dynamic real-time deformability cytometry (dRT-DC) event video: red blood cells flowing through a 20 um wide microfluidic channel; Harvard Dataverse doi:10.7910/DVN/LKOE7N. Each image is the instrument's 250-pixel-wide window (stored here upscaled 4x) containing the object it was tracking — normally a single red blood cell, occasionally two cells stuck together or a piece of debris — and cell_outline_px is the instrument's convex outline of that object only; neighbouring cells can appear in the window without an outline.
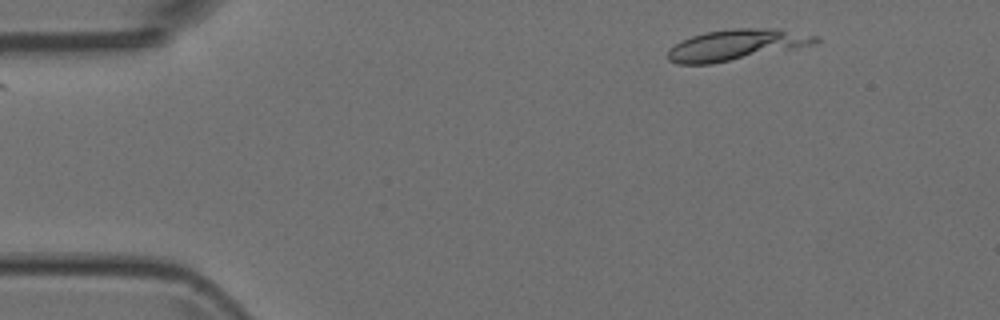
{"species": "Egyptian fruit bat (a non-hibernating species)", "species_latin": "Rousettus aegyptiacus", "temperature_condition": "room temperature", "stored_images_in_passage": 4, "camera_frame_rate_fps": 3000, "um_per_image_px": 0.085, "animal": {"sex": "female"}, "frame": {"image": 1, "passage_image": 1, "time_ms": 0.0, "image_size_px": [1000, 320], "cell_outline_px": [[820, 40], [816, 44], [796, 48], [712, 64], [680, 64], [668, 60], [668, 48], [692, 36], [708, 32], [732, 28], [776, 28], [820, 36]], "centroid_in_image_um": [62.63, 3.81], "position_along_channel_um": 22.4, "area_um2": 26.53}}